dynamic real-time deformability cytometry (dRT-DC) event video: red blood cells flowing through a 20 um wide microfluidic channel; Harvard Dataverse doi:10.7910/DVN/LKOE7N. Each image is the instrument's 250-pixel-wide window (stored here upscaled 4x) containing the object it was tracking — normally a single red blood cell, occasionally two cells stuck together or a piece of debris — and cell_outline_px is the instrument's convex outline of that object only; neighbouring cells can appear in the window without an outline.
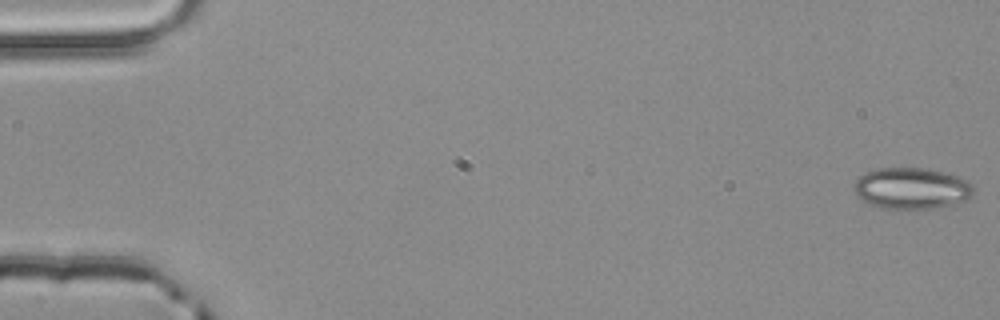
{"species": "common noctule bat (a hibernating species)", "species_latin": "Nyctalus noctula", "temperature_condition": "room temperature", "stored_images_in_passage": 4, "camera_frame_rate_fps": 3000, "um_per_image_px": 0.085, "animal": {"sex": "male", "body_mass_g": 20.4}, "frame": {"image": 1, "passage_image": 1, "time_ms": 0.0, "image_size_px": [1000, 320], "cell_outline_px": [[972, 196], [956, 204], [940, 208], [920, 212], [880, 208], [860, 200], [856, 192], [856, 180], [864, 172], [876, 168], [924, 168], [944, 172], [968, 180], [972, 184]], "centroid_in_image_um": [77.5, 16.06], "position_along_channel_um": 7.5, "area_um2": 29.59}}